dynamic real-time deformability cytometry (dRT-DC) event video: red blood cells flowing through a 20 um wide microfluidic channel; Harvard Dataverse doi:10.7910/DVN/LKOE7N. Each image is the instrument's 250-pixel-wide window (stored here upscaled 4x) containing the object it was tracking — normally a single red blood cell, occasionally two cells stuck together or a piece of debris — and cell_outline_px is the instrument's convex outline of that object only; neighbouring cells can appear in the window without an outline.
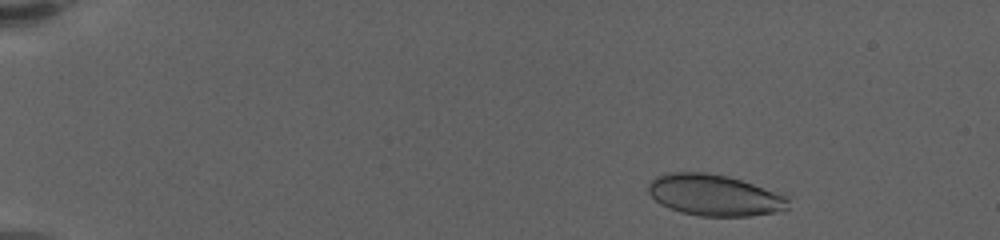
{"species": "human", "species_latin": "Homo sapiens", "temperature_condition": "warm", "stored_images_in_passage": 55, "camera_frame_rate_fps": 3000, "um_per_image_px": 0.085, "donor": {"sex": "female"}, "frame": {"image": 1, "passage_image": 3, "time_ms": 0.667, "image_size_px": [1000, 240], "cell_outline_px": [[788, 208], [772, 212], [748, 216], [700, 216], [680, 212], [668, 208], [660, 204], [648, 192], [648, 184], [656, 176], [668, 172], [704, 172], [728, 176], [788, 196]], "centroid_in_image_um": [60.67, 16.58], "position_along_channel_um": 24.3, "area_um2": 33.47}}
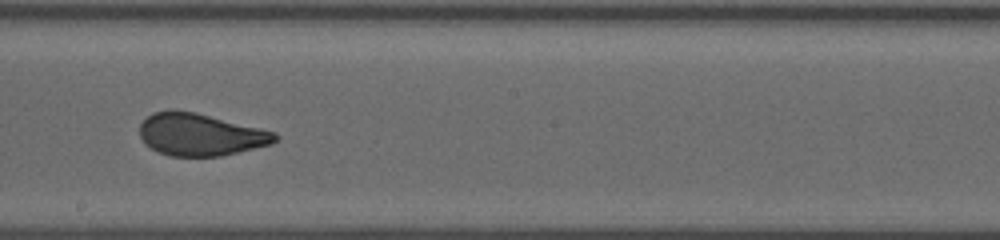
{"frame": {"image": 2, "passage_image": 31, "time_ms": 10.0, "image_size_px": [1000, 240], "cell_outline_px": [[280, 136], [272, 144], [220, 156], [168, 156], [156, 152], [140, 136], [140, 124], [152, 112], [172, 108], [196, 112], [276, 132]], "centroid_in_image_um": [17.03, 11.42], "position_along_channel_um": 231.2, "area_um2": 33.47}}
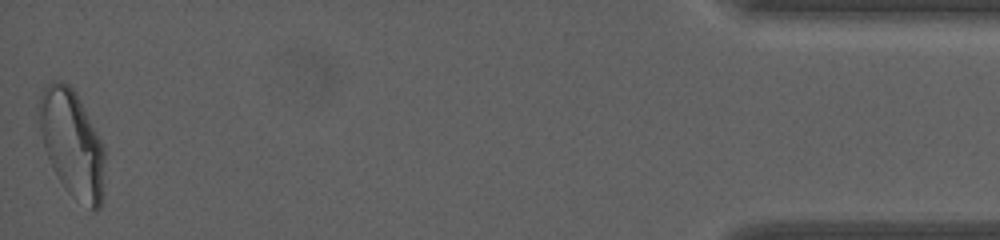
{"frame": {"image": 3, "passage_image": 55, "time_ms": 18.0, "image_size_px": [1000, 240], "cell_outline_px": [[104, 196], [100, 208], [92, 208], [72, 196], [64, 188], [52, 168], [44, 148], [36, 108], [40, 96], [44, 88], [52, 80], [60, 80], [68, 84], [76, 92], [104, 148]], "centroid_in_image_um": [6.1, 12.18], "position_along_channel_um": 429.1, "area_um2": 40.92}}